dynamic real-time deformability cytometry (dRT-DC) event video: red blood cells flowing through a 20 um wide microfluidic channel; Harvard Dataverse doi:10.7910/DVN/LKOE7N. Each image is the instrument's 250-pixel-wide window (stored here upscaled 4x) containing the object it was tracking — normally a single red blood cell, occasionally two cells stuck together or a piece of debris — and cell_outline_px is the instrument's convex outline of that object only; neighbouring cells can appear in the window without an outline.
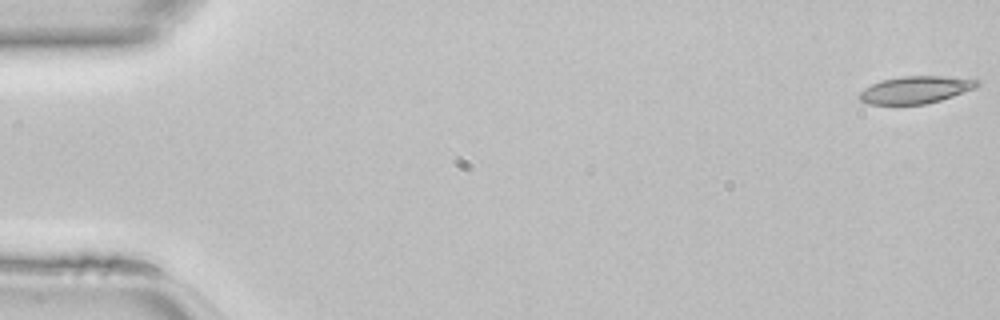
{"species": "common noctule bat (a hibernating species)", "species_latin": "Nyctalus noctula", "temperature_condition": "room temperature", "stored_images_in_passage": 8, "camera_frame_rate_fps": 3000, "um_per_image_px": 0.085, "animal": {"sex": "female", "body_mass_g": 22.7, "forearm_length_mm": 54.2}, "frame": {"image": 1, "passage_image": 1, "time_ms": 0.0, "image_size_px": [1000, 320], "cell_outline_px": [[980, 84], [976, 88], [940, 100], [924, 104], [868, 104], [860, 100], [860, 92], [864, 88], [880, 80], [900, 76], [976, 76], [980, 80]], "centroid_in_image_um": [77.93, 7.59], "position_along_channel_um": 7.1, "area_um2": 19.13}}